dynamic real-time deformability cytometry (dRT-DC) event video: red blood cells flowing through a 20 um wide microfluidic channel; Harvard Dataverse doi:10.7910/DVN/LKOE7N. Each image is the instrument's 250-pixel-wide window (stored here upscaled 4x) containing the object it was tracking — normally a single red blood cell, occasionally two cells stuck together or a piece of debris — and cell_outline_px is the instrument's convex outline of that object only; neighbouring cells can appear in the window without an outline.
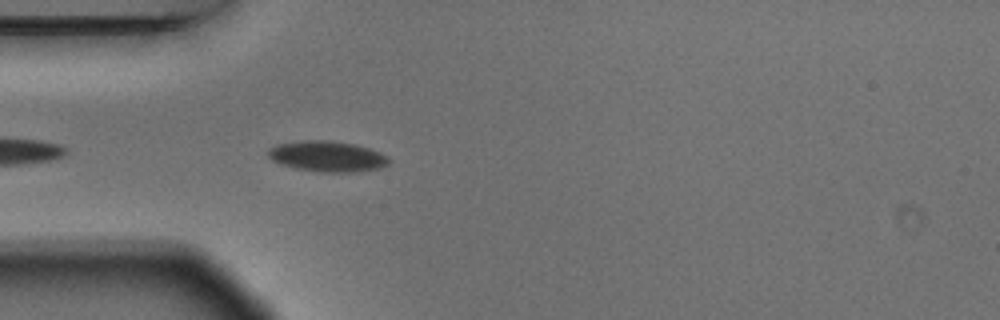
{"species": "Egyptian fruit bat (a non-hibernating species)", "species_latin": "Rousettus aegyptiacus", "temperature_condition": "warm", "stored_images_in_passage": 4, "camera_frame_rate_fps": 3000, "um_per_image_px": 0.085, "animal": {"sex": "male"}, "frame": {"image": 1, "passage_image": 4, "time_ms": 1.0, "image_size_px": [1000, 320], "cell_outline_px": [[392, 160], [388, 164], [380, 168], [352, 172], [320, 172], [296, 168], [280, 164], [272, 160], [268, 156], [268, 148], [276, 144], [304, 140], [324, 140], [356, 144], [380, 152], [388, 156]], "centroid_in_image_um": [27.82, 13.29], "position_along_channel_um": 57.2, "area_um2": 21.68}}